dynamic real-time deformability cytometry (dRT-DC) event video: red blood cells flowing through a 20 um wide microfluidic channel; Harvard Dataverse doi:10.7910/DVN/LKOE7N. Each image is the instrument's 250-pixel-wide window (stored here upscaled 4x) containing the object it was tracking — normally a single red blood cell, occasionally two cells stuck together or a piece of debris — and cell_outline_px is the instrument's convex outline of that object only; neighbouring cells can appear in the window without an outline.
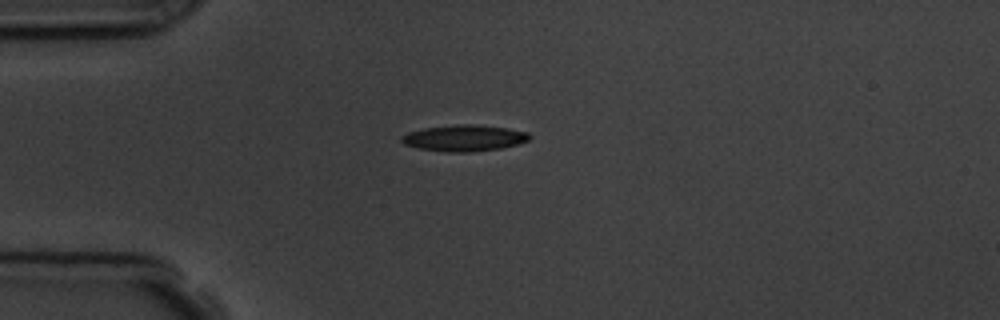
{"species": "common noctule bat (a hibernating species)", "species_latin": "Nyctalus noctula", "temperature_condition": "room temperature", "stored_images_in_passage": 4, "camera_frame_rate_fps": 3000, "um_per_image_px": 0.085, "animal": {"sex": "male", "body_mass_g": 19.5, "forearm_length_mm": 54.6}, "frame": {"image": 1, "passage_image": 1, "time_ms": 0.0, "image_size_px": [1000, 320], "cell_outline_px": [[532, 136], [528, 140], [520, 144], [500, 148], [468, 152], [444, 152], [416, 148], [404, 144], [400, 140], [400, 136], [408, 132], [424, 128], [460, 124], [472, 124], [504, 128], [528, 132]], "centroid_in_image_um": [39.42, 11.74], "position_along_channel_um": 45.6, "area_um2": 19.59}}
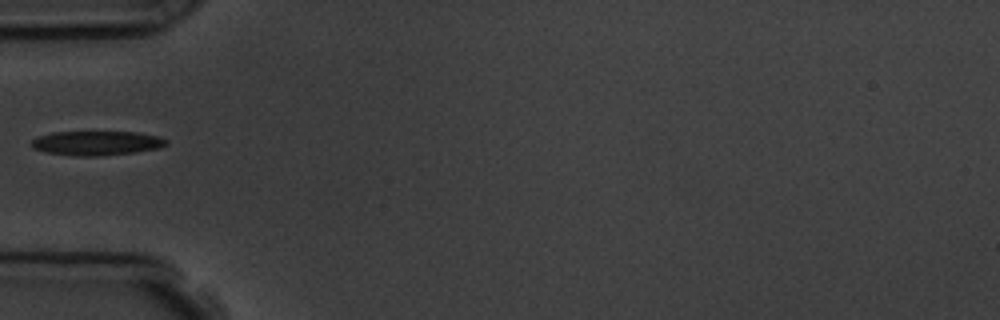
{"frame": {"image": 2, "passage_image": 2, "time_ms": 1.333, "image_size_px": [1000, 320], "cell_outline_px": [[168, 144], [160, 148], [136, 152], [100, 156], [76, 156], [48, 152], [32, 148], [32, 140], [40, 136], [52, 132], [136, 132], [160, 136], [168, 140]], "centroid_in_image_um": [8.28, 12.16], "position_along_channel_um": 76.7, "area_um2": 19.13}}